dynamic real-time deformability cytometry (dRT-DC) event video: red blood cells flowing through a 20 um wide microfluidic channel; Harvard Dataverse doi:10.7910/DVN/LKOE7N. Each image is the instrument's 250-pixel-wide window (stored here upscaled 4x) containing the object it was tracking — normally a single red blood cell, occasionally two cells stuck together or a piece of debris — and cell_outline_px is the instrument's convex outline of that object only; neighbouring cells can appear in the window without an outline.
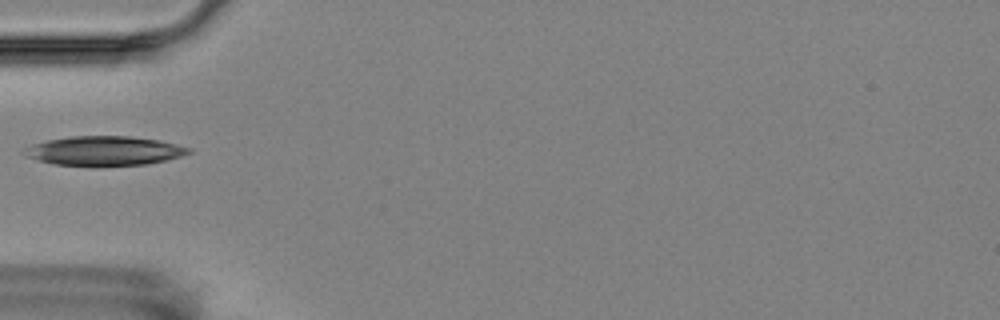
{"species": "Egyptian fruit bat (a non-hibernating species)", "species_latin": "Rousettus aegyptiacus", "temperature_condition": "room temperature", "stored_images_in_passage": 3, "camera_frame_rate_fps": 3000, "um_per_image_px": 0.085, "animal": {"sex": "female"}, "frame": {"image": 1, "passage_image": 3, "time_ms": 2.333, "image_size_px": [1000, 320], "cell_outline_px": [[192, 152], [180, 156], [148, 164], [56, 164], [40, 160], [28, 156], [24, 148], [32, 144], [48, 140], [72, 136], [128, 136], [160, 140], [192, 148]], "centroid_in_image_um": [8.93, 12.79], "position_along_channel_um": 76.1, "area_um2": 27.17}}